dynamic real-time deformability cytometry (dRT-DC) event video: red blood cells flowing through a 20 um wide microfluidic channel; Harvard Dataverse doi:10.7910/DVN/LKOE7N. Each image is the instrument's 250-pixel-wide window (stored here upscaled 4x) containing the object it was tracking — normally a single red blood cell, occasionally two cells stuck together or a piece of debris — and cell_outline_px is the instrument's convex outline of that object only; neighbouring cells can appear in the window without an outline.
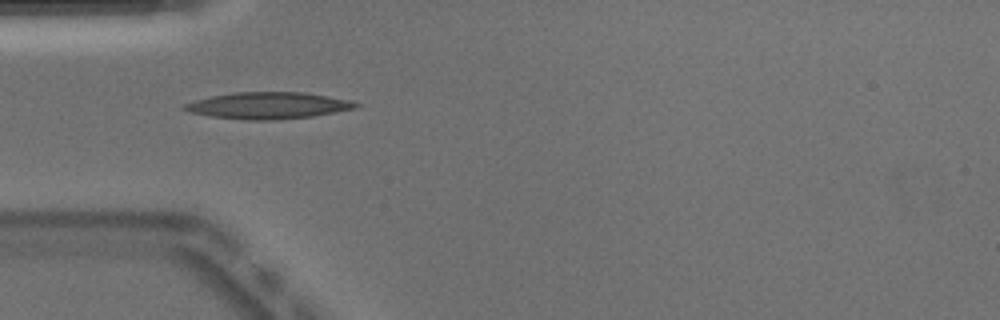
{"species": "Egyptian fruit bat (a non-hibernating species)", "species_latin": "Rousettus aegyptiacus", "temperature_condition": "warm", "stored_images_in_passage": 4, "camera_frame_rate_fps": 3000, "um_per_image_px": 0.085, "animal": {"sex": "male"}, "frame": {"image": 1, "passage_image": 1, "time_ms": 0.0, "image_size_px": [1000, 320], "cell_outline_px": [[360, 104], [356, 108], [312, 116], [272, 120], [244, 120], [212, 116], [192, 112], [180, 108], [184, 104], [196, 100], [212, 96], [236, 92], [304, 92], [352, 100]], "centroid_in_image_um": [22.82, 8.96], "position_along_channel_um": 62.2, "area_um2": 26.41}}
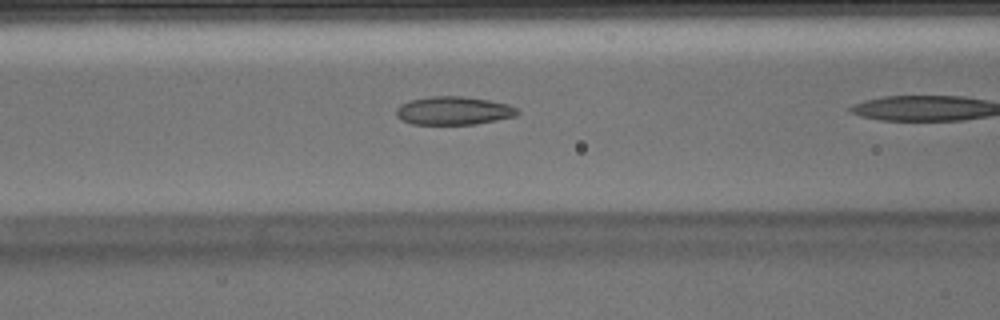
{"frame": {"image": 2, "passage_image": 3, "time_ms": 0.667, "image_size_px": [1000, 320], "cell_outline_px": [[520, 112], [516, 116], [476, 124], [412, 124], [396, 116], [396, 108], [400, 104], [408, 100], [428, 96], [464, 96], [488, 100], [508, 104], [516, 108]], "centroid_in_image_um": [38.54, 9.4], "position_along_channel_um": 128.1, "area_um2": 20.06}}